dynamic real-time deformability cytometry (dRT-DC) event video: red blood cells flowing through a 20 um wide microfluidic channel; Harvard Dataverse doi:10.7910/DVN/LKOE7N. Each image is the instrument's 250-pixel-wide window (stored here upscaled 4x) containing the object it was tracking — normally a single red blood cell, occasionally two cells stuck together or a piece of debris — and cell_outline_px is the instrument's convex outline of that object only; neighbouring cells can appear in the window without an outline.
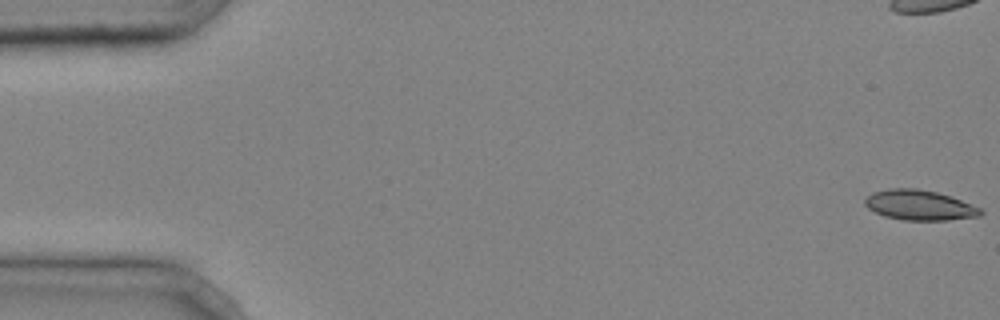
{"species": "common noctule bat (a hibernating species)", "species_latin": "Nyctalus noctula", "temperature_condition": "cold", "stored_images_in_passage": 5, "camera_frame_rate_fps": 3000, "um_per_image_px": 0.085, "animal": {"sex": "male", "body_mass_g": 20.4}, "frame": {"image": 1, "passage_image": 1, "time_ms": 0.0, "image_size_px": [1000, 320], "cell_outline_px": [[984, 212], [980, 216], [948, 220], [904, 220], [884, 216], [868, 208], [864, 204], [864, 200], [872, 192], [888, 188], [916, 188], [936, 192], [960, 200], [980, 208]], "centroid_in_image_um": [78.13, 17.44], "position_along_channel_um": 6.9, "area_um2": 20.17}}